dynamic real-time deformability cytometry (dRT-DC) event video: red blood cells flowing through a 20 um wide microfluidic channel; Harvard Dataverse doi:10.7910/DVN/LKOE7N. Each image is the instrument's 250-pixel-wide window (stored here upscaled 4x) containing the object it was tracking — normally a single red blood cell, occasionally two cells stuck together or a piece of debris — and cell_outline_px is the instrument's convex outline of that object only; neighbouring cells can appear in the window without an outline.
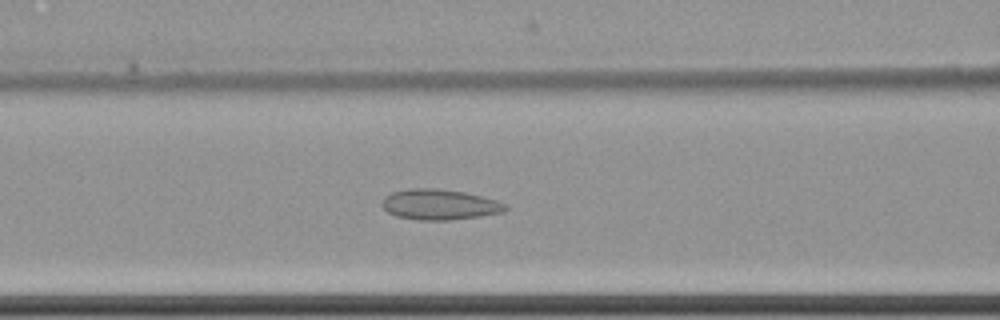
{"species": "common noctule bat (a hibernating species)", "species_latin": "Nyctalus noctula", "temperature_condition": "cold", "stored_images_in_passage": 63, "camera_frame_rate_fps": 3000, "um_per_image_px": 0.085, "animal": {"sex": "female", "body_mass_g": 22.7, "forearm_length_mm": 54.2}, "frame": {"image": 1, "passage_image": 29, "time_ms": 9.333, "image_size_px": [1000, 320], "cell_outline_px": [[508, 208], [504, 212], [480, 216], [448, 220], [416, 220], [396, 216], [388, 212], [380, 204], [384, 196], [392, 192], [408, 188], [436, 188], [464, 192], [496, 200], [508, 204]], "centroid_in_image_um": [37.34, 17.38], "position_along_channel_um": 129.3, "area_um2": 22.08}}
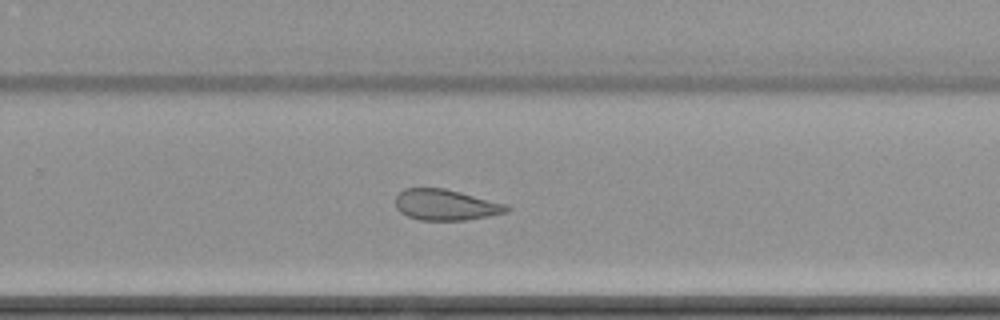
{"frame": {"image": 2, "passage_image": 43, "time_ms": 14.0, "image_size_px": [1000, 320], "cell_outline_px": [[512, 208], [508, 212], [488, 216], [464, 220], [420, 220], [408, 216], [400, 212], [396, 208], [396, 196], [404, 188], [444, 188], [508, 204]], "centroid_in_image_um": [37.91, 17.41], "position_along_channel_um": 291.9, "area_um2": 20.06}}
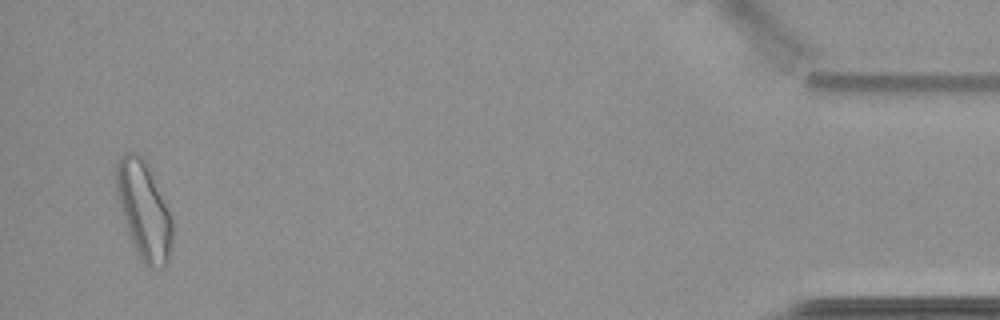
{"frame": {"image": 3, "passage_image": 61, "time_ms": 20.0, "image_size_px": [1000, 320], "cell_outline_px": [[172, 244], [168, 264], [164, 268], [148, 268], [144, 264], [132, 240], [116, 192], [116, 168], [120, 156], [128, 152], [136, 152], [148, 164], [172, 216]], "centroid_in_image_um": [12.27, 17.88], "position_along_channel_um": 422.9, "area_um2": 31.5}, "authors_computed_cell_mechanics": {"area_um2": 25.6632, "velocity_mm_per_s": 3.4861, "shape_relaxation_time_tau1_ms": null, "shape_relaxation_time_tau2_ms": 2.9774, "deformation_change_tau1": null, "deformation_change_tau2": 0.0971}}